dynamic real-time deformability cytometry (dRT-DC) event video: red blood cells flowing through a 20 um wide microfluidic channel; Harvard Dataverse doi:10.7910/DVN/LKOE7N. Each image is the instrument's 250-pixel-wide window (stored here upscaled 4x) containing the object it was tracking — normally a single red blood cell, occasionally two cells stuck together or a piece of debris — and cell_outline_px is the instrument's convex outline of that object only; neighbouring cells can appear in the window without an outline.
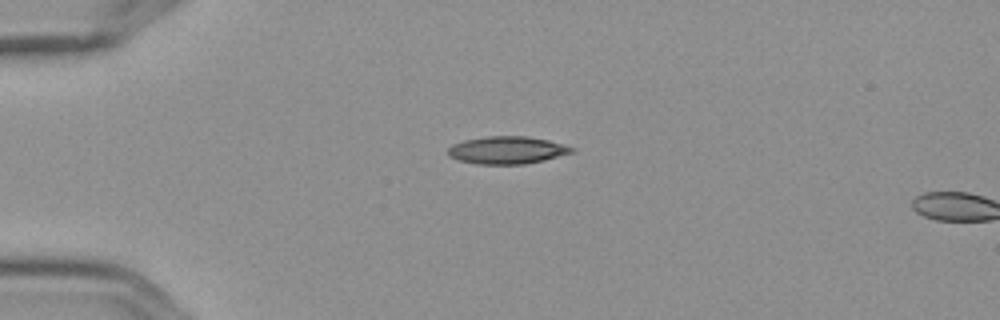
{"species": "Egyptian fruit bat (a non-hibernating species)", "species_latin": "Rousettus aegyptiacus", "temperature_condition": "cold", "stored_images_in_passage": 5, "camera_frame_rate_fps": 3000, "um_per_image_px": 0.085, "frame": {"image": 1, "passage_image": 4, "time_ms": 1.0, "image_size_px": [1000, 320], "cell_outline_px": [[576, 148], [572, 152], [544, 160], [524, 164], [476, 164], [460, 160], [448, 156], [448, 148], [452, 144], [464, 140], [488, 136], [528, 136], [548, 140], [564, 144]], "centroid_in_image_um": [43.09, 12.75], "position_along_channel_um": 41.9, "area_um2": 19.83}}